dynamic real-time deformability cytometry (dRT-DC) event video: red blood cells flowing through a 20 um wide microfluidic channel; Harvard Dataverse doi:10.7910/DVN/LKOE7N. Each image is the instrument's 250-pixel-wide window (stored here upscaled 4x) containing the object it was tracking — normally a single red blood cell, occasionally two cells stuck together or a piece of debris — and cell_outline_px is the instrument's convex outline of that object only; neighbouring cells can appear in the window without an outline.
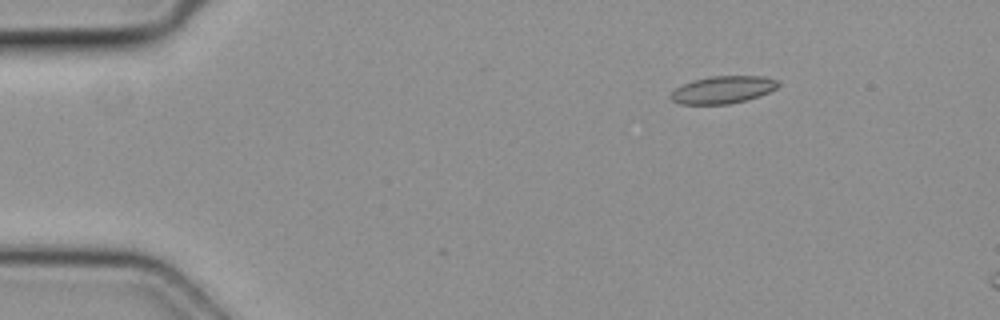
{"species": "common noctule bat (a hibernating species)", "species_latin": "Nyctalus noctula", "temperature_condition": "cold", "stored_images_in_passage": 7, "camera_frame_rate_fps": 3000, "um_per_image_px": 0.085, "animal": {"sex": "female", "body_mass_g": 19.3, "forearm_length_mm": 54.1}, "frame": {"image": 1, "passage_image": 1, "time_ms": 0.0, "image_size_px": [1000, 320], "cell_outline_px": [[780, 84], [776, 88], [760, 96], [728, 104], [680, 104], [672, 100], [668, 96], [676, 88], [692, 80], [708, 76], [764, 76], [780, 80]], "centroid_in_image_um": [61.45, 7.62], "position_along_channel_um": 23.5, "area_um2": 17.22}}